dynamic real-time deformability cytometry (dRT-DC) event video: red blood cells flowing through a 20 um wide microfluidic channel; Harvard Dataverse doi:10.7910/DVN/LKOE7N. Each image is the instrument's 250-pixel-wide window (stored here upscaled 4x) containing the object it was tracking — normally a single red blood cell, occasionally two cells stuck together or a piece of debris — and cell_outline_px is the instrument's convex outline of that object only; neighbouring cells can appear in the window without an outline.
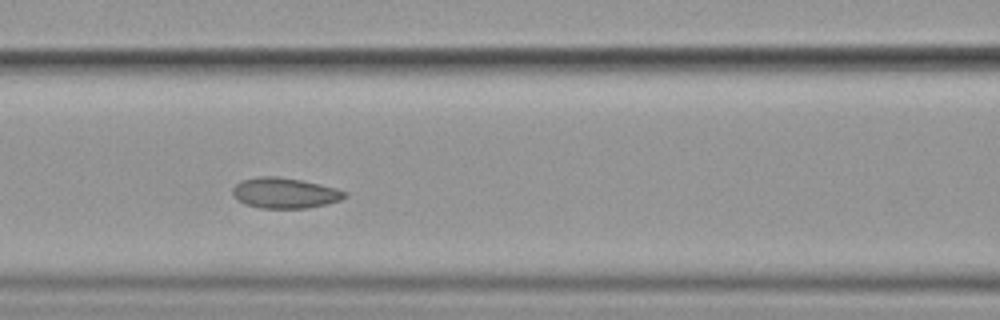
{"species": "common noctule bat (a hibernating species)", "species_latin": "Nyctalus noctula", "temperature_condition": "cold", "stored_images_in_passage": 9, "camera_frame_rate_fps": 3000, "um_per_image_px": 0.085, "animal": {"sex": "female", "body_mass_g": 19.9}, "frame": {"image": 1, "passage_image": 6, "time_ms": 5.667, "image_size_px": [1000, 320], "cell_outline_px": [[348, 196], [340, 200], [308, 208], [260, 208], [244, 204], [232, 192], [232, 188], [240, 180], [260, 176], [276, 176], [300, 180], [320, 184], [336, 188], [348, 192]], "centroid_in_image_um": [24.22, 16.4], "position_along_channel_um": 142.4, "area_um2": 19.88}}
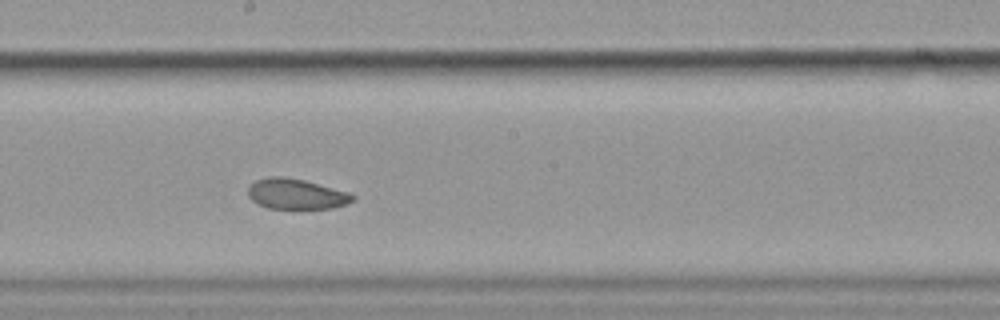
{"frame": {"image": 2, "passage_image": 8, "time_ms": 8.0, "image_size_px": [1000, 320], "cell_outline_px": [[356, 196], [348, 204], [332, 208], [268, 208], [256, 204], [248, 196], [248, 188], [256, 180], [272, 176], [280, 176], [304, 180], [352, 192]], "centroid_in_image_um": [25.21, 16.49], "position_along_channel_um": 223.0, "area_um2": 18.61}}
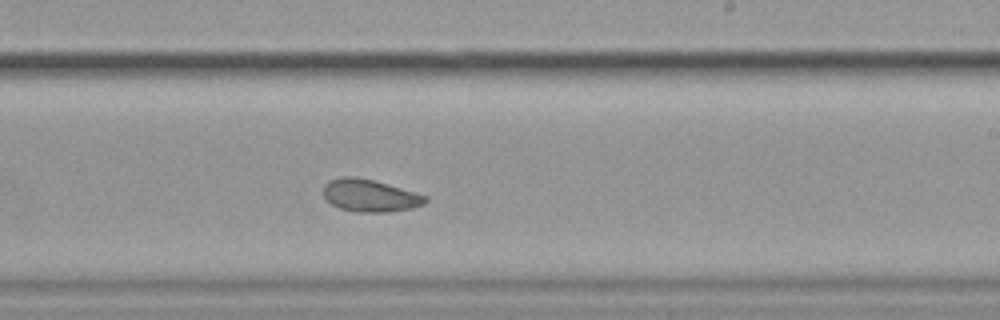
{"frame": {"image": 3, "passage_image": 9, "time_ms": 9.0, "image_size_px": [1000, 320], "cell_outline_px": [[428, 200], [424, 204], [412, 208], [388, 212], [356, 212], [340, 208], [332, 204], [324, 196], [324, 184], [328, 180], [340, 176], [352, 176], [372, 180], [388, 184], [416, 192], [428, 196]], "centroid_in_image_um": [31.46, 16.62], "position_along_channel_um": 257.5, "area_um2": 19.31}}